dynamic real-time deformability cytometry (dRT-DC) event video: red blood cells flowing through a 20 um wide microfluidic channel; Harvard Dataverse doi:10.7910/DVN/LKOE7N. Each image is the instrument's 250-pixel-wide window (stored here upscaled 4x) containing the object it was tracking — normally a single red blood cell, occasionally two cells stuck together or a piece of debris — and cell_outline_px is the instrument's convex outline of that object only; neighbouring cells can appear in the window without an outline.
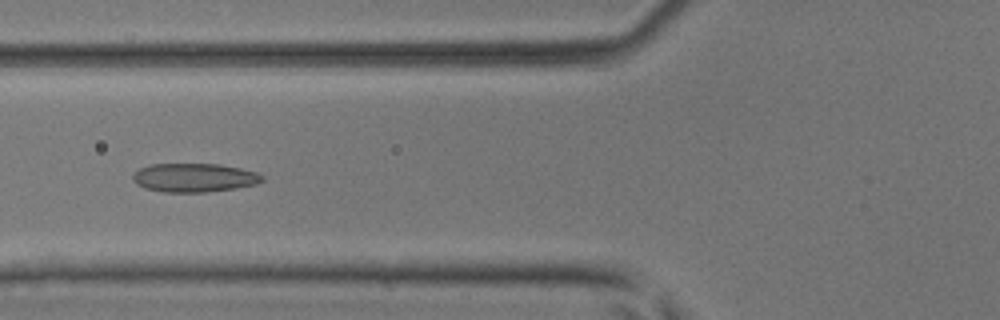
{"species": "common noctule bat (a hibernating species)", "species_latin": "Nyctalus noctula", "temperature_condition": "room temperature", "stored_images_in_passage": 50, "camera_frame_rate_fps": 3000, "um_per_image_px": 0.085, "animal": {"sex": "male", "body_mass_g": 17.9, "forearm_length_mm": 54.2}, "frame": {"image": 1, "passage_image": 20, "time_ms": 6.333, "image_size_px": [1000, 320], "cell_outline_px": [[264, 180], [256, 184], [236, 188], [204, 192], [164, 192], [144, 188], [136, 184], [132, 180], [132, 176], [140, 168], [148, 164], [220, 164], [240, 168], [256, 172], [264, 176]], "centroid_in_image_um": [16.5, 15.1], "position_along_channel_um": 109.3, "area_um2": 21.73}}
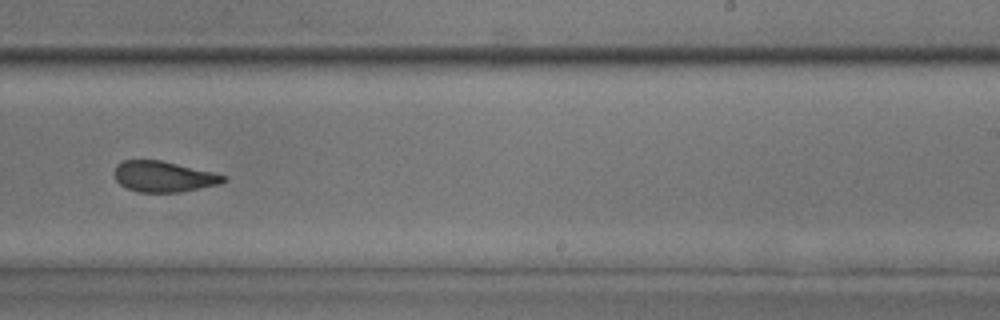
{"frame": {"image": 2, "passage_image": 32, "time_ms": 10.333, "image_size_px": [1000, 320], "cell_outline_px": [[228, 180], [220, 184], [180, 192], [140, 192], [128, 188], [120, 184], [116, 180], [116, 164], [124, 160], [160, 160], [216, 172], [228, 176]], "centroid_in_image_um": [13.98, 15.0], "position_along_channel_um": 275.0, "area_um2": 19.59}}
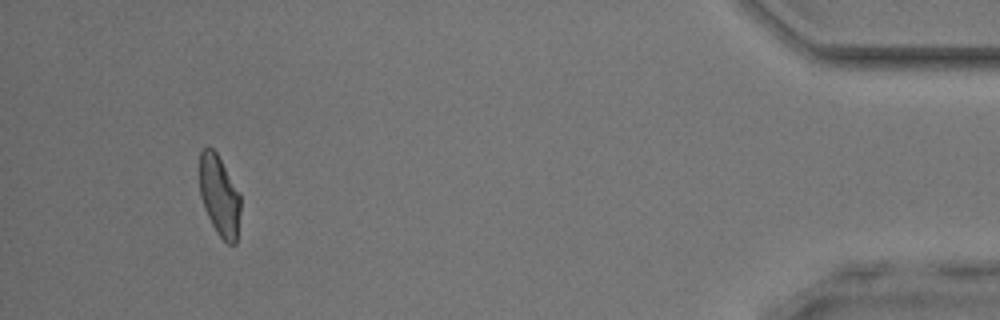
{"frame": {"image": 3, "passage_image": 47, "time_ms": 15.333, "image_size_px": [1000, 320], "cell_outline_px": [[240, 212], [236, 244], [228, 244], [216, 232], [204, 208], [200, 196], [200, 152], [204, 148], [212, 148], [216, 152], [240, 192]], "centroid_in_image_um": [18.66, 16.65], "position_along_channel_um": 416.5, "area_um2": 19.19}, "authors_computed_cell_mechanics": {"area_um2": 20.808, "velocity_mm_per_s": 4.1592, "shape_relaxation_time_tau1_ms": 6.6654, "shape_relaxation_time_tau2_ms": 1.5905, "deformation_change_tau1": 0.1571, "deformation_change_tau2": 0.0873}}